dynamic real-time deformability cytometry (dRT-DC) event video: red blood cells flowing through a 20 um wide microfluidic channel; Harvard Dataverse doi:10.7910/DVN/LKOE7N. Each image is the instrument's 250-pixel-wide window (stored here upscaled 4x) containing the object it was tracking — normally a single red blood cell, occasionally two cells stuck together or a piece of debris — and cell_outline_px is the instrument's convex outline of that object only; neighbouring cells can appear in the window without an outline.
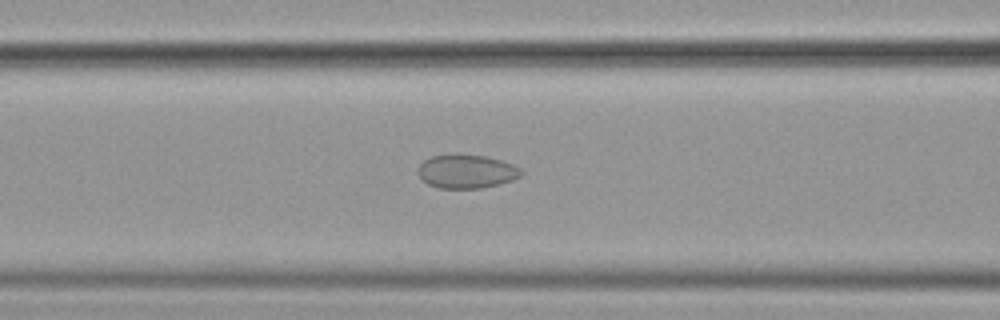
{"species": "common noctule bat (a hibernating species)", "species_latin": "Nyctalus noctula", "temperature_condition": "cold", "stored_images_in_passage": 55, "camera_frame_rate_fps": 3000, "um_per_image_px": 0.085, "animal": {"sex": "female", "body_mass_g": 19.9}, "frame": {"image": 1, "passage_image": 22, "time_ms": 7.0, "image_size_px": [1000, 320], "cell_outline_px": [[524, 172], [520, 176], [512, 180], [500, 184], [480, 188], [440, 188], [428, 184], [416, 172], [416, 168], [424, 160], [432, 156], [484, 156], [500, 160], [512, 164], [520, 168]], "centroid_in_image_um": [39.66, 14.6], "position_along_channel_um": 126.9, "area_um2": 19.83}}
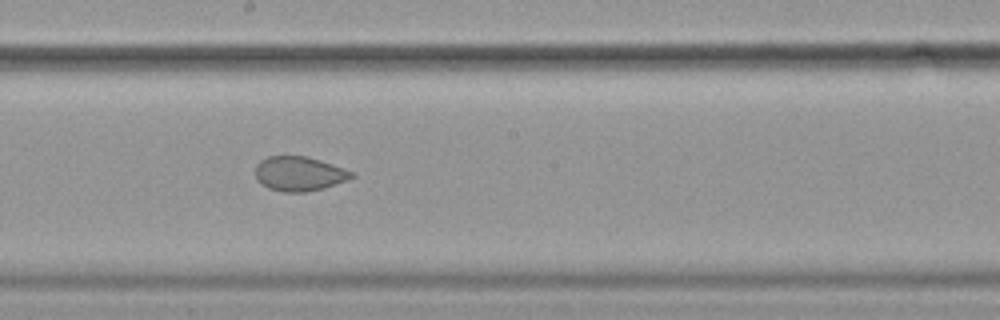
{"frame": {"image": 2, "passage_image": 30, "time_ms": 9.667, "image_size_px": [1000, 320], "cell_outline_px": [[356, 176], [348, 180], [324, 188], [308, 192], [284, 192], [268, 188], [256, 180], [256, 164], [260, 160], [268, 156], [308, 156], [320, 160], [352, 172]], "centroid_in_image_um": [25.41, 14.77], "position_along_channel_um": 222.8, "area_um2": 19.36}}
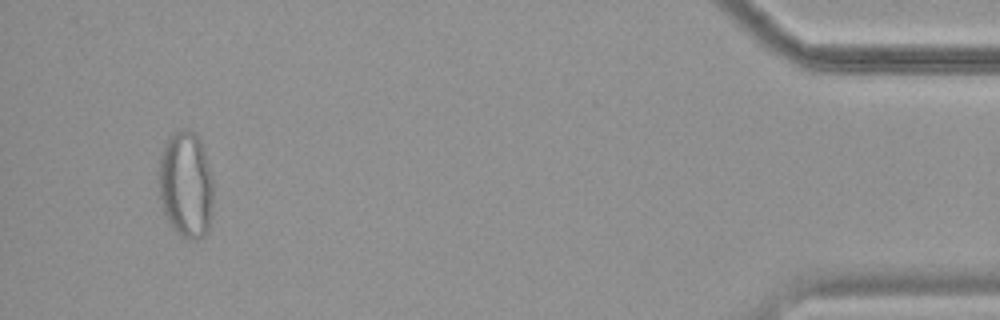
{"frame": {"image": 3, "passage_image": 52, "time_ms": 17.0, "image_size_px": [1000, 320], "cell_outline_px": [[212, 200], [208, 232], [200, 240], [196, 240], [184, 236], [176, 232], [168, 220], [164, 212], [160, 196], [160, 160], [164, 148], [172, 132], [180, 128], [188, 128], [196, 132], [200, 140], [212, 176]], "centroid_in_image_um": [15.82, 15.68], "position_along_channel_um": 419.4, "area_um2": 33.58}, "authors_computed_cell_mechanics": {"area_um2": 24.1604, "velocity_mm_per_s": 3.604, "shape_relaxation_time_tau1_ms": null, "shape_relaxation_time_tau2_ms": 1.1731, "deformation_change_tau1": null, "deformation_change_tau2": 0.0505}}